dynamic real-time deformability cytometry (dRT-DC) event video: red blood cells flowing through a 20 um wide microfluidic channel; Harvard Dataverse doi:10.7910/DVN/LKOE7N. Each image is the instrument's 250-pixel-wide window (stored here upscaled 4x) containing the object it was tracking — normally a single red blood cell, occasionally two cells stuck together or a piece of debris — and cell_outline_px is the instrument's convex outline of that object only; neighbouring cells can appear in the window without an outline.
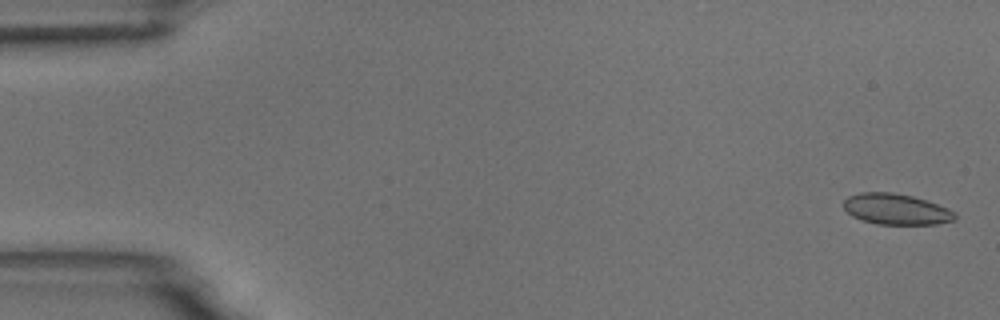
{"species": "common noctule bat (a hibernating species)", "species_latin": "Nyctalus noctula", "temperature_condition": "room temperature", "stored_images_in_passage": 54, "camera_frame_rate_fps": 3000, "um_per_image_px": 0.085, "animal": {"sex": "male", "body_mass_g": 18.8}, "frame": {"image": 1, "passage_image": 2, "time_ms": 0.333, "image_size_px": [1000, 320], "cell_outline_px": [[956, 220], [936, 224], [876, 224], [860, 220], [852, 216], [844, 208], [844, 200], [848, 196], [860, 192], [892, 192], [912, 196], [948, 208], [956, 212]], "centroid_in_image_um": [76.16, 17.78], "position_along_channel_um": 8.8, "area_um2": 20.06}}
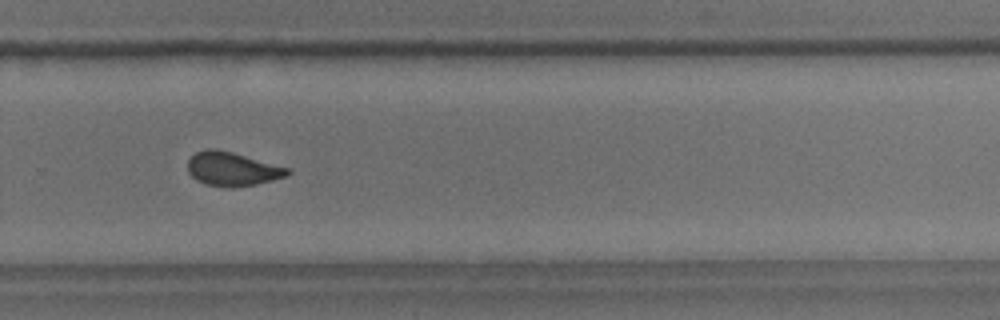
{"frame": {"image": 2, "passage_image": 37, "time_ms": 12.0, "image_size_px": [1000, 320], "cell_outline_px": [[292, 172], [288, 176], [256, 184], [232, 188], [208, 184], [196, 180], [188, 172], [188, 160], [196, 152], [208, 148], [216, 148], [232, 152], [292, 168]], "centroid_in_image_um": [19.79, 14.36], "position_along_channel_um": 310.0, "area_um2": 19.83}}
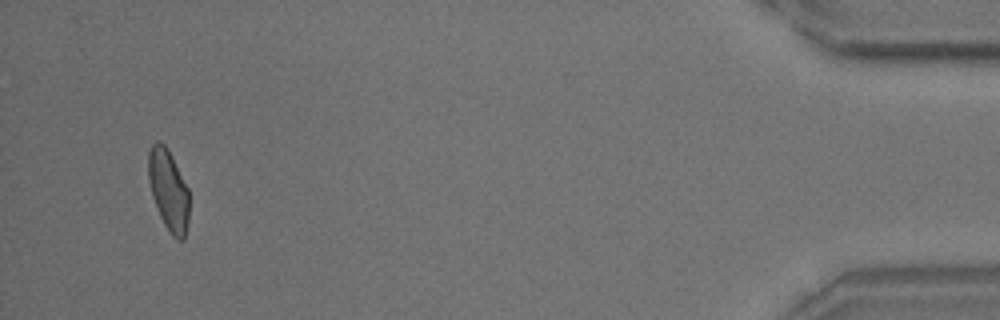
{"frame": {"image": 3, "passage_image": 52, "time_ms": 17.0, "image_size_px": [1000, 320], "cell_outline_px": [[188, 224], [184, 240], [176, 240], [172, 236], [164, 224], [160, 216], [152, 196], [148, 176], [148, 152], [152, 144], [156, 140], [164, 144], [168, 148], [188, 188]], "centroid_in_image_um": [14.32, 16.16], "position_along_channel_um": 420.9, "area_um2": 19.31}, "authors_computed_cell_mechanics": {"area_um2": 19.8832, "velocity_mm_per_s": 3.7588, "shape_relaxation_time_tau1_ms": 3.2397, "shape_relaxation_time_tau2_ms": 0.9651, "deformation_change_tau1": 0.0876, "deformation_change_tau2": 0.0526}}